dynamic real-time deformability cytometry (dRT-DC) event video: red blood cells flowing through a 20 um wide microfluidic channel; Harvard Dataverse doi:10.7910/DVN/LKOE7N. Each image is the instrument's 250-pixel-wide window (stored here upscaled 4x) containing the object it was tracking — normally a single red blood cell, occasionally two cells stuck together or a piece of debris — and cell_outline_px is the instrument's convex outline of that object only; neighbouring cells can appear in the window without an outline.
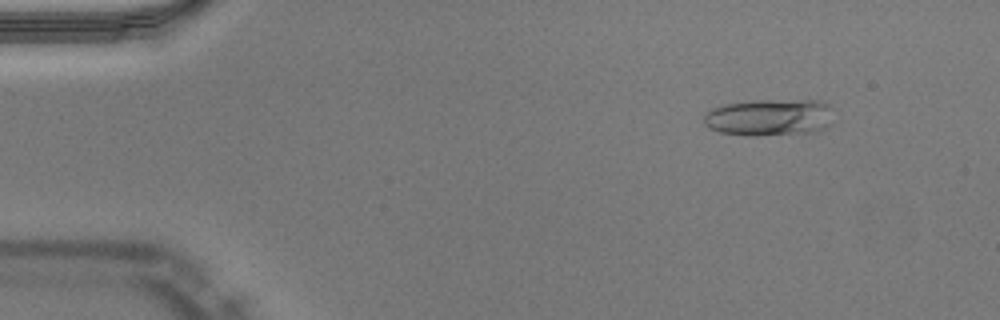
{"species": "Egyptian fruit bat (a non-hibernating species)", "species_latin": "Rousettus aegyptiacus", "temperature_condition": "warm", "stored_images_in_passage": 50, "camera_frame_rate_fps": 3000, "um_per_image_px": 0.085, "animal": {"sex": "male"}, "frame": {"image": 1, "passage_image": 6, "time_ms": 1.667, "image_size_px": [1000, 320], "cell_outline_px": [[828, 124], [824, 128], [816, 132], [756, 136], [748, 136], [720, 132], [708, 128], [704, 124], [704, 116], [712, 108], [720, 104], [752, 100], [816, 100], [828, 104]], "centroid_in_image_um": [65.3, 9.98], "position_along_channel_um": 19.7, "area_um2": 27.86}}
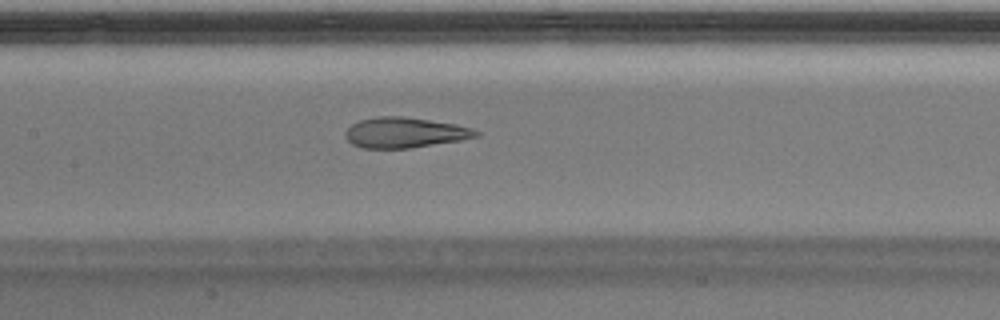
{"frame": {"image": 2, "passage_image": 24, "time_ms": 7.667, "image_size_px": [1000, 320], "cell_outline_px": [[480, 136], [460, 140], [408, 148], [364, 148], [352, 144], [344, 136], [344, 132], [352, 124], [360, 120], [376, 116], [400, 116], [456, 124], [480, 132]], "centroid_in_image_um": [34.36, 11.27], "position_along_channel_um": 173.0, "area_um2": 22.89}}
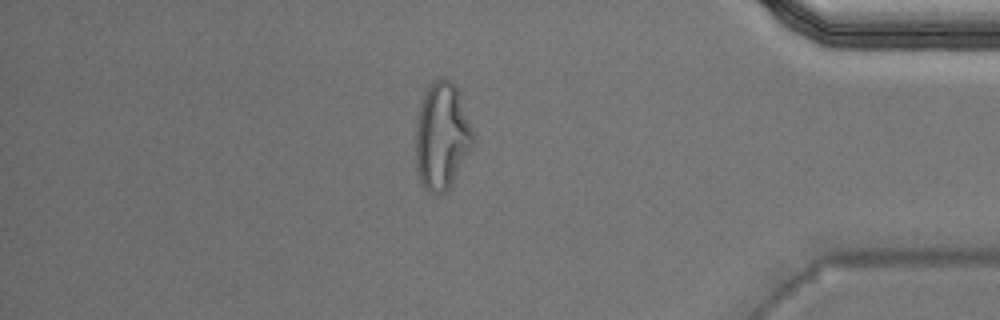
{"frame": {"image": 3, "passage_image": 43, "time_ms": 14.0, "image_size_px": [1000, 320], "cell_outline_px": [[476, 144], [452, 184], [440, 196], [432, 196], [428, 192], [420, 180], [416, 168], [416, 112], [428, 88], [440, 76], [444, 76], [452, 80], [456, 84], [476, 136]], "centroid_in_image_um": [37.6, 11.59], "position_along_channel_um": 397.6, "area_um2": 36.88}, "authors_computed_cell_mechanics": {"area_um2": 24.9118, "velocity_mm_per_s": 4.0379, "shape_relaxation_time_tau1_ms": null, "shape_relaxation_time_tau2_ms": 1.2368, "deformation_change_tau1": null, "deformation_change_tau2": 0.098}}